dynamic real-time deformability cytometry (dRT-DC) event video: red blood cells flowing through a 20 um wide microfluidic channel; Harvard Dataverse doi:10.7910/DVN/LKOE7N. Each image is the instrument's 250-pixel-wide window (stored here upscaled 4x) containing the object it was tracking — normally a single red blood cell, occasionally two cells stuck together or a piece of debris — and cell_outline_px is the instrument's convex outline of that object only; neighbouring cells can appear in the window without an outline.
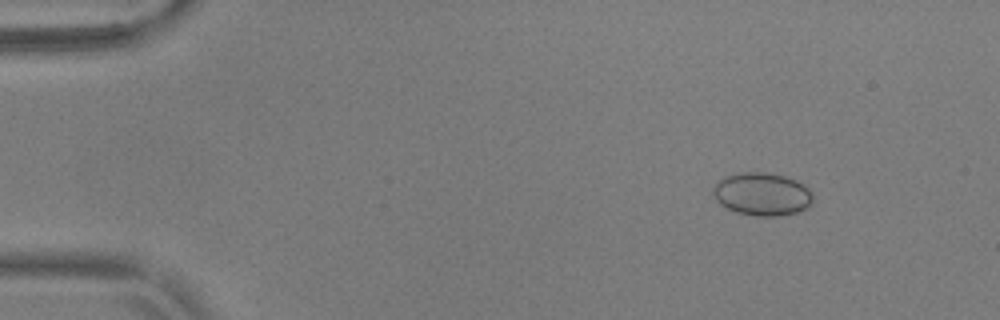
{"species": "common noctule bat (a hibernating species)", "species_latin": "Nyctalus noctula", "temperature_condition": "warm", "stored_images_in_passage": 55, "camera_frame_rate_fps": 3000, "um_per_image_px": 0.085, "animal": {"sex": "male", "body_mass_g": 17.9, "forearm_length_mm": 54.2}, "frame": {"image": 1, "passage_image": 7, "time_ms": 2.0, "image_size_px": [1000, 320], "cell_outline_px": [[812, 204], [808, 208], [796, 212], [780, 216], [756, 216], [736, 212], [720, 204], [716, 200], [712, 192], [716, 184], [724, 176], [744, 172], [764, 172], [784, 176], [796, 180], [808, 188], [812, 192]], "centroid_in_image_um": [64.79, 16.51], "position_along_channel_um": 20.2, "area_um2": 24.97}}
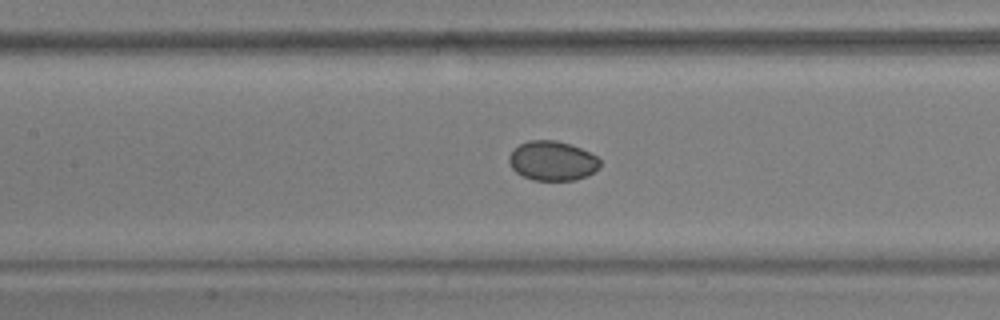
{"frame": {"image": 2, "passage_image": 26, "time_ms": 8.333, "image_size_px": [1000, 320], "cell_outline_px": [[600, 168], [588, 176], [576, 180], [532, 180], [516, 172], [512, 168], [508, 160], [508, 156], [520, 144], [528, 140], [556, 140], [580, 148], [596, 156], [600, 160]], "centroid_in_image_um": [46.96, 13.68], "position_along_channel_um": 160.4, "area_um2": 20.92}}
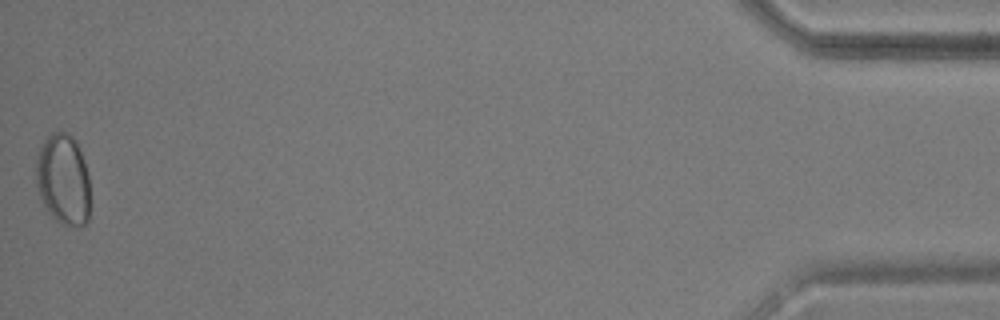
{"frame": {"image": 3, "passage_image": 55, "time_ms": 18.0, "image_size_px": [1000, 320], "cell_outline_px": [[88, 220], [80, 228], [64, 224], [56, 220], [52, 216], [44, 204], [40, 196], [36, 184], [36, 160], [40, 148], [44, 140], [52, 132], [64, 132], [72, 136], [76, 140], [84, 160], [88, 176]], "centroid_in_image_um": [5.37, 15.25], "position_along_channel_um": 429.8, "area_um2": 28.44}}